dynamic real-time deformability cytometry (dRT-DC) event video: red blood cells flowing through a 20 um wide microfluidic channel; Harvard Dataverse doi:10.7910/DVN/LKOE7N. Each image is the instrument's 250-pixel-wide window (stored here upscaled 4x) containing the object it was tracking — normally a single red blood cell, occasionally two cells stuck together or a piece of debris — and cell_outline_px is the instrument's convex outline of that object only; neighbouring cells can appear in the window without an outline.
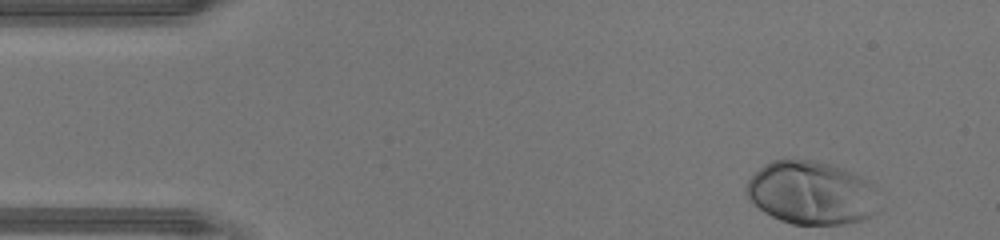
{"species": "human", "species_latin": "Homo sapiens", "temperature_condition": "warm", "stored_images_in_passage": 36, "camera_frame_rate_fps": 3000, "um_per_image_px": 0.085, "donor": {"sex": "male"}, "frame": {"image": 1, "passage_image": 1, "time_ms": 0.0, "image_size_px": [1000, 240], "cell_outline_px": [[884, 208], [880, 212], [864, 220], [844, 224], [792, 224], [780, 220], [764, 212], [748, 200], [744, 192], [748, 180], [764, 164], [772, 160], [816, 160], [832, 164], [844, 168], [860, 176], [872, 188]], "centroid_in_image_um": [68.99, 16.41], "position_along_channel_um": 16.0, "area_um2": 49.53}}
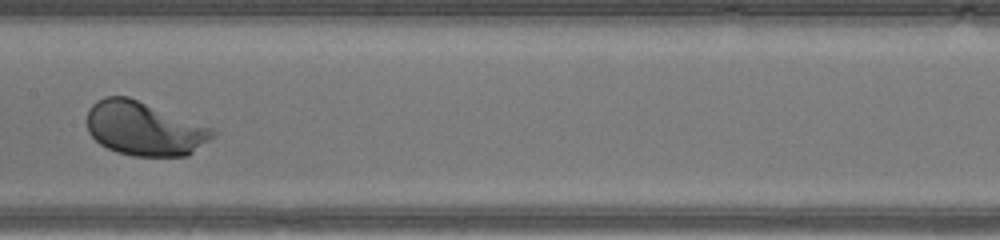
{"frame": {"image": 2, "passage_image": 20, "time_ms": 6.333, "image_size_px": [1000, 240], "cell_outline_px": [[216, 136], [188, 156], [132, 156], [116, 152], [100, 144], [88, 132], [88, 108], [96, 100], [104, 96], [128, 96], [212, 128], [216, 132]], "centroid_in_image_um": [12.26, 10.94], "position_along_channel_um": 195.1, "area_um2": 39.48}}
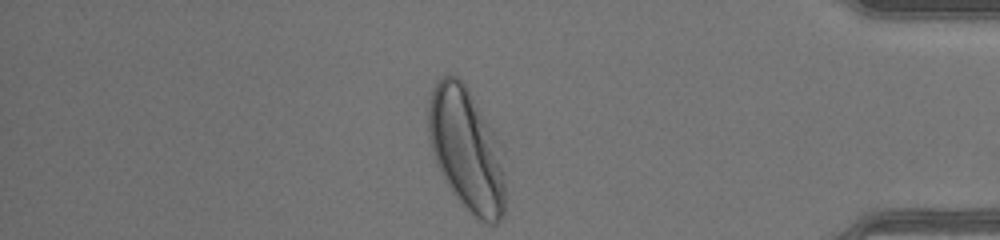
{"frame": {"image": 3, "passage_image": 36, "time_ms": 11.667, "image_size_px": [1000, 240], "cell_outline_px": [[504, 212], [500, 220], [496, 224], [492, 224], [480, 220], [452, 192], [440, 172], [436, 164], [428, 136], [428, 108], [432, 92], [436, 80], [444, 76], [456, 76], [468, 88], [488, 128], [504, 172]], "centroid_in_image_um": [39.57, 12.73], "position_along_channel_um": 395.6, "area_um2": 52.83}, "authors_computed_cell_mechanics": {"area_um2": 40.1132, "velocity_mm_per_s": 4.4454, "shape_relaxation_time_tau1_ms": 1.0331, "shape_relaxation_time_tau2_ms": null, "deformation_change_tau1": 0.1162, "deformation_change_tau2": null}}